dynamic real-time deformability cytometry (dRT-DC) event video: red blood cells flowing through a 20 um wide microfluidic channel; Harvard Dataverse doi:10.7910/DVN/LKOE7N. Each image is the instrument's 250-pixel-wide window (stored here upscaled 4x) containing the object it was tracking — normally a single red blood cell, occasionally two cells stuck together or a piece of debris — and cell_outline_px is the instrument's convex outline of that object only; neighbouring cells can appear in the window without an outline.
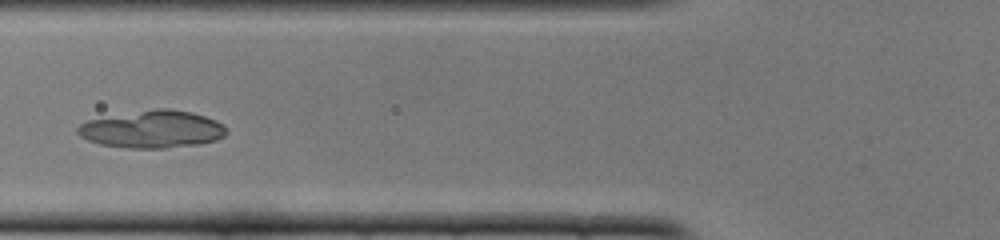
{"species": "common noctule bat (a hibernating species)", "species_latin": "Nyctalus noctula", "temperature_condition": "cold", "stored_images_in_passage": 44, "camera_frame_rate_fps": 3000, "um_per_image_px": 0.085, "animal": {"sex": "female", "body_mass_g": 22.0, "forearm_length_mm": 56.7}, "frame": {"image": 1, "passage_image": 12, "time_ms": 3.667, "image_size_px": [1000, 240], "cell_outline_px": [[228, 132], [224, 136], [216, 140], [200, 144], [164, 148], [128, 148], [100, 144], [88, 140], [80, 136], [76, 132], [76, 128], [80, 124], [88, 120], [156, 108], [168, 108], [192, 112], [216, 120], [224, 124]], "centroid_in_image_um": [12.98, 10.99], "position_along_channel_um": 112.8, "area_um2": 32.43}}
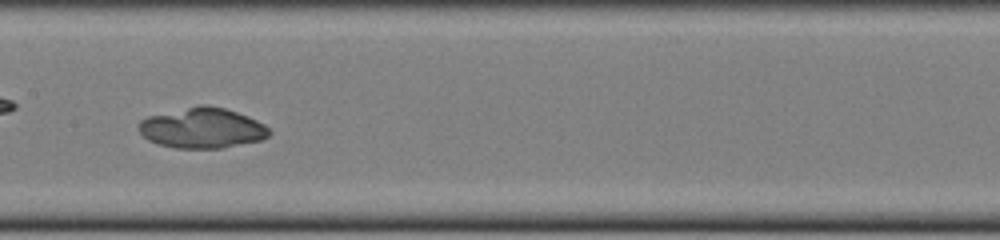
{"frame": {"image": 2, "passage_image": 18, "time_ms": 5.667, "image_size_px": [1000, 240], "cell_outline_px": [[272, 132], [268, 136], [260, 140], [224, 148], [176, 148], [156, 144], [148, 140], [140, 132], [140, 120], [148, 116], [200, 104], [208, 104], [224, 108], [248, 116], [264, 124]], "centroid_in_image_um": [17.19, 10.88], "position_along_channel_um": 190.2, "area_um2": 30.69}}
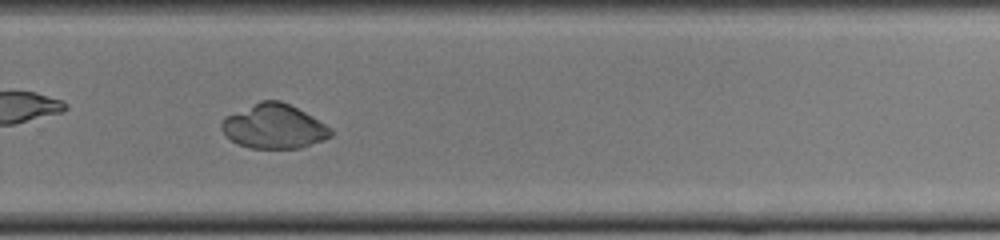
{"frame": {"image": 3, "passage_image": 27, "time_ms": 8.667, "image_size_px": [1000, 240], "cell_outline_px": [[332, 136], [324, 140], [300, 148], [248, 148], [224, 136], [220, 128], [220, 124], [224, 116], [260, 100], [280, 100], [312, 116], [332, 128]], "centroid_in_image_um": [23.25, 10.74], "position_along_channel_um": 306.5, "area_um2": 28.38}}